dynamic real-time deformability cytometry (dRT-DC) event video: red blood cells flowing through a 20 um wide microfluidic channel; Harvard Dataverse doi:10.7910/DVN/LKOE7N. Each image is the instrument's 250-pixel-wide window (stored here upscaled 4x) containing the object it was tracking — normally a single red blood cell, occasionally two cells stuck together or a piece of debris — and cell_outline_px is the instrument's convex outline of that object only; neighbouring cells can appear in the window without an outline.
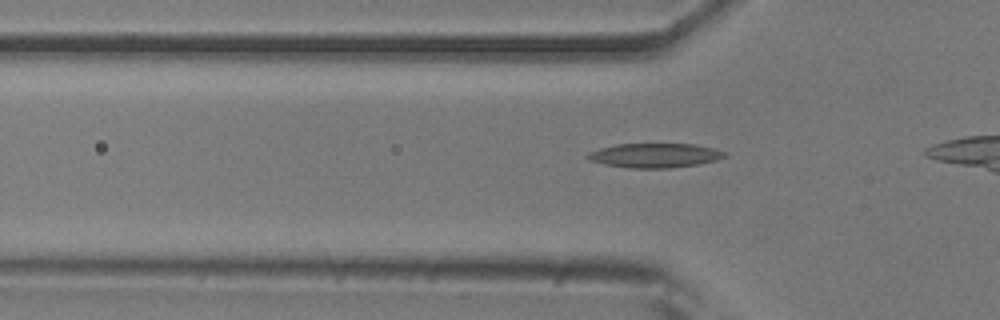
{"species": "common noctule bat (a hibernating species)", "species_latin": "Nyctalus noctula", "temperature_condition": "room temperature", "stored_images_in_passage": 22, "camera_frame_rate_fps": 3000, "um_per_image_px": 0.085, "animal": {"sex": "male", "body_mass_g": 20.5, "forearm_length_mm": 52.5}, "frame": {"image": 1, "passage_image": 6, "time_ms": 1.667, "image_size_px": [1000, 320], "cell_outline_px": [[728, 156], [716, 160], [700, 164], [672, 168], [632, 168], [604, 164], [592, 160], [584, 156], [588, 152], [600, 148], [616, 144], [696, 144], [728, 152]], "centroid_in_image_um": [55.7, 13.21], "position_along_channel_um": 70.1, "area_um2": 19.54}}
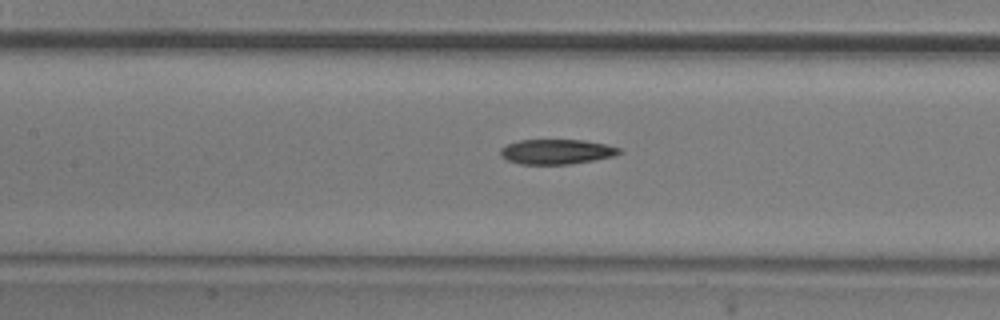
{"frame": {"image": 2, "passage_image": 13, "time_ms": 4.0, "image_size_px": [1000, 320], "cell_outline_px": [[624, 152], [616, 156], [568, 164], [520, 164], [508, 160], [500, 156], [500, 148], [508, 144], [520, 140], [584, 140], [604, 144], [620, 148]], "centroid_in_image_um": [47.32, 12.89], "position_along_channel_um": 160.1, "area_um2": 17.22}}
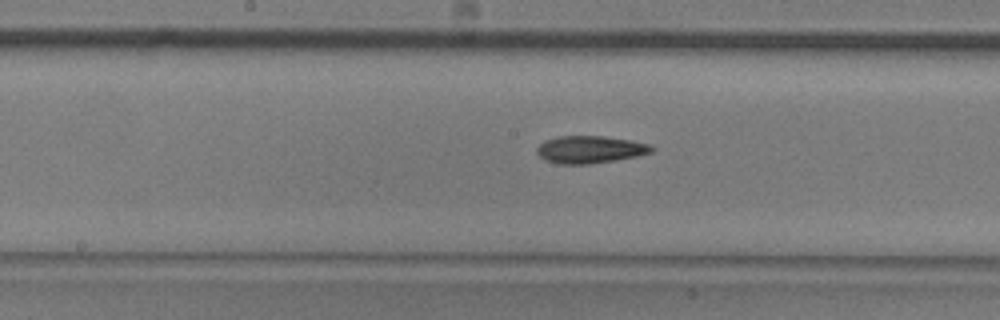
{"frame": {"image": 3, "passage_image": 16, "time_ms": 5.0, "image_size_px": [1000, 320], "cell_outline_px": [[656, 148], [652, 152], [636, 156], [588, 164], [560, 164], [544, 160], [536, 152], [536, 148], [544, 140], [556, 136], [604, 136], [632, 140], [652, 144]], "centroid_in_image_um": [50.15, 12.69], "position_along_channel_um": 198.0, "area_um2": 18.44}}